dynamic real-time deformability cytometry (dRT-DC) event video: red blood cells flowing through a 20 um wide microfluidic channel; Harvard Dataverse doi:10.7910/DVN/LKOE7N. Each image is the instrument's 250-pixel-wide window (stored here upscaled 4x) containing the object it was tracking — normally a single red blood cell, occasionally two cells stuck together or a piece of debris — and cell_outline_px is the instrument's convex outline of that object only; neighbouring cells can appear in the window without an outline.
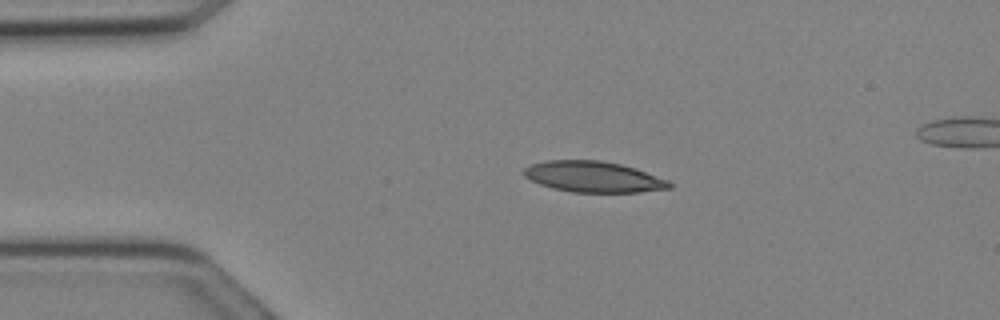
{"species": "Egyptian fruit bat (a non-hibernating species)", "species_latin": "Rousettus aegyptiacus", "temperature_condition": "cold", "stored_images_in_passage": 11, "camera_frame_rate_fps": 3000, "um_per_image_px": 0.085, "animal": {"sex": "female"}, "frame": {"image": 1, "passage_image": 1, "time_ms": 0.0, "image_size_px": [1000, 320], "cell_outline_px": [[668, 184], [656, 188], [628, 192], [584, 192], [560, 188], [536, 180], [532, 176], [544, 164], [564, 160], [584, 160], [612, 164], [628, 168], [640, 172]], "centroid_in_image_um": [50.54, 15.06], "position_along_channel_um": 34.5, "area_um2": 21.62}}
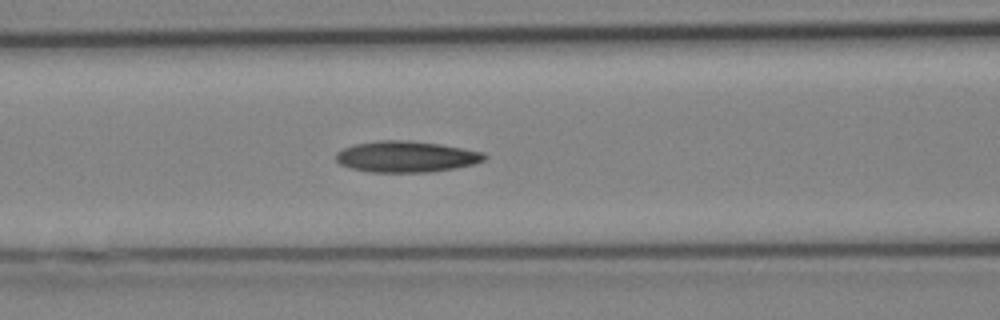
{"frame": {"image": 2, "passage_image": 7, "time_ms": 2.0, "image_size_px": [1000, 320], "cell_outline_px": [[480, 156], [476, 160], [464, 164], [440, 168], [364, 168], [348, 164], [340, 160], [340, 156], [344, 152], [352, 148], [368, 144], [428, 144], [452, 148], [472, 152]], "centroid_in_image_um": [34.54, 13.29], "position_along_channel_um": 132.1, "area_um2": 19.88}}
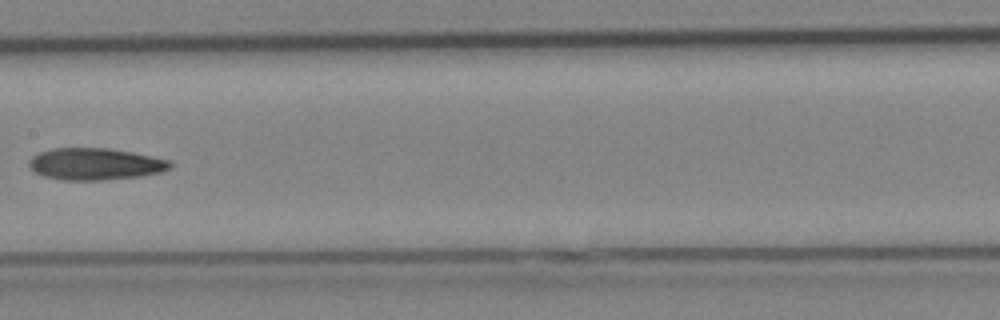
{"frame": {"image": 3, "passage_image": 10, "time_ms": 3.0, "image_size_px": [1000, 320], "cell_outline_px": [[168, 164], [164, 168], [144, 172], [112, 176], [60, 176], [44, 172], [36, 168], [36, 160], [40, 156], [52, 152], [120, 152], [140, 156], [156, 160]], "centroid_in_image_um": [8.13, 13.93], "position_along_channel_um": 199.3, "area_um2": 18.5}}